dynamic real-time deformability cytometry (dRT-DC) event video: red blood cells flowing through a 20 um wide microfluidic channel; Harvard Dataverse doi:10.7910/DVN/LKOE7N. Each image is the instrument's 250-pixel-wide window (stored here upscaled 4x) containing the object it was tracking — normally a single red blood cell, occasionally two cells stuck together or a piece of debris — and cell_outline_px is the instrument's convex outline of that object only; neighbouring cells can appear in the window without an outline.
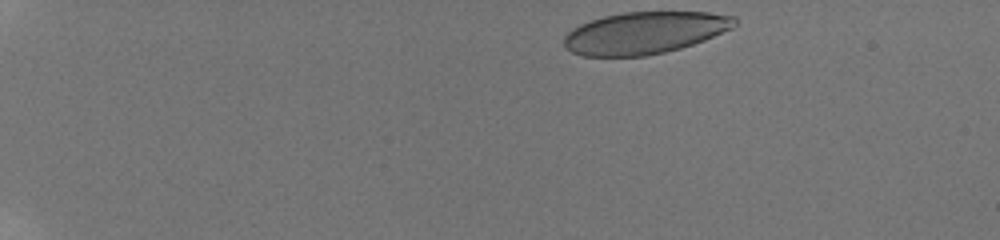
{"species": "human", "species_latin": "Homo sapiens", "temperature_condition": "room temperature", "stored_images_in_passage": 15, "camera_frame_rate_fps": 3000, "um_per_image_px": 0.085, "donor": {"sex": "male"}, "frame": {"image": 1, "passage_image": 1, "time_ms": 0.0, "image_size_px": [1000, 240], "cell_outline_px": [[736, 24], [732, 28], [704, 40], [680, 48], [664, 52], [644, 56], [580, 56], [564, 48], [564, 36], [572, 28], [580, 24], [604, 16], [624, 12], [708, 12], [736, 16]], "centroid_in_image_um": [54.78, 2.79], "position_along_channel_um": 30.2, "area_um2": 41.79}}
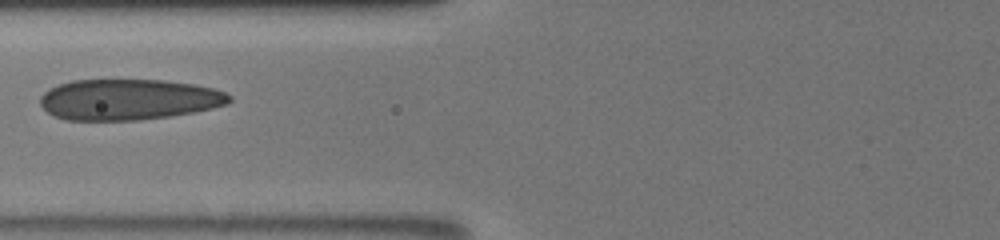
{"frame": {"image": 2, "passage_image": 10, "time_ms": 5.333, "image_size_px": [1000, 240], "cell_outline_px": [[232, 100], [228, 104], [212, 108], [172, 116], [140, 120], [64, 120], [52, 116], [40, 104], [40, 96], [48, 88], [72, 80], [164, 80], [192, 84], [212, 88], [224, 92], [232, 96]], "centroid_in_image_um": [10.91, 8.46], "position_along_channel_um": 114.9, "area_um2": 45.2}}
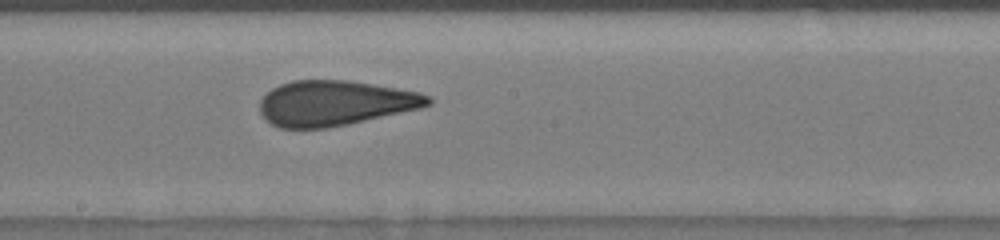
{"frame": {"image": 3, "passage_image": 15, "time_ms": 8.0, "image_size_px": [1000, 240], "cell_outline_px": [[432, 104], [420, 108], [348, 124], [324, 128], [280, 128], [264, 120], [260, 112], [260, 100], [272, 88], [280, 84], [292, 80], [348, 80], [420, 92], [432, 96]], "centroid_in_image_um": [28.46, 8.76], "position_along_channel_um": 219.7, "area_um2": 44.27}}